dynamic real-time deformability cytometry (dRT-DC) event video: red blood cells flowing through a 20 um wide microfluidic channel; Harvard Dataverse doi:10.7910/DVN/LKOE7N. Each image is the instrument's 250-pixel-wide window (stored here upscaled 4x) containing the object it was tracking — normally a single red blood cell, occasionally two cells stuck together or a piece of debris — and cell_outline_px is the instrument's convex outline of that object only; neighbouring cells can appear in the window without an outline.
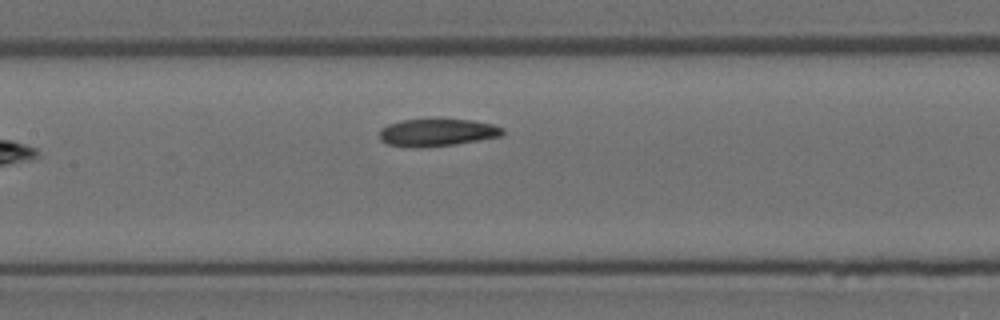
{"species": "Egyptian fruit bat (a non-hibernating species)", "species_latin": "Rousettus aegyptiacus", "temperature_condition": "room temperature", "stored_images_in_passage": 6, "camera_frame_rate_fps": 3000, "um_per_image_px": 0.085, "animal": {"sex": "female"}, "frame": {"image": 1, "passage_image": 6, "time_ms": 1.667, "image_size_px": [1000, 320], "cell_outline_px": [[504, 132], [500, 136], [456, 144], [420, 148], [412, 148], [388, 144], [380, 140], [380, 128], [388, 124], [400, 120], [436, 116], [472, 120], [492, 124], [504, 128]], "centroid_in_image_um": [37.12, 11.21], "position_along_channel_um": 170.3, "area_um2": 20.63}}